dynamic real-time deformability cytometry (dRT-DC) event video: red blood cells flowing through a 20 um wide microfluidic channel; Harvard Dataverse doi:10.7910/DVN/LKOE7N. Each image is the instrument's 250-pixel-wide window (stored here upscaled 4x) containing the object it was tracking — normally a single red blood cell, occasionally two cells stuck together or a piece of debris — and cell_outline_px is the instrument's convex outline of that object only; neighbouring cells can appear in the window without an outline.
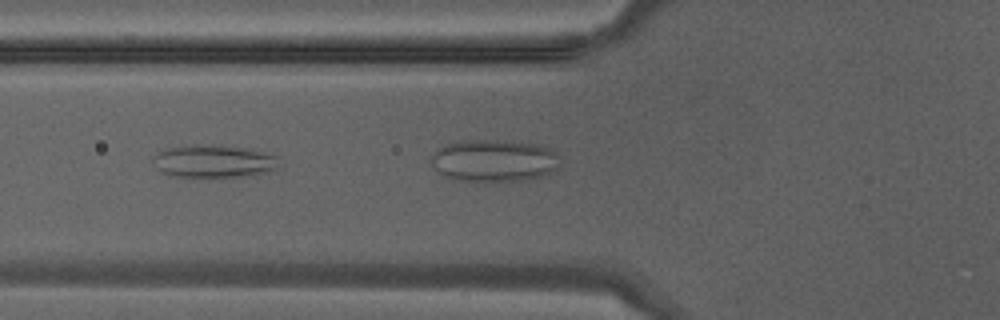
{"species": "Egyptian fruit bat (a non-hibernating species)", "species_latin": "Rousettus aegyptiacus", "temperature_condition": "warm", "stored_images_in_passage": 19, "camera_frame_rate_fps": 3000, "um_per_image_px": 0.085, "animal": {"sex": "male"}, "frame": {"image": 1, "passage_image": 16, "time_ms": 5.0, "image_size_px": [1000, 320], "cell_outline_px": [[280, 156], [276, 172], [256, 176], [168, 176], [160, 172], [156, 168], [152, 160], [152, 156], [156, 152], [164, 148], [196, 144], [220, 144], [252, 148]], "centroid_in_image_um": [18.23, 13.69], "position_along_channel_um": 107.6, "area_um2": 25.14}}